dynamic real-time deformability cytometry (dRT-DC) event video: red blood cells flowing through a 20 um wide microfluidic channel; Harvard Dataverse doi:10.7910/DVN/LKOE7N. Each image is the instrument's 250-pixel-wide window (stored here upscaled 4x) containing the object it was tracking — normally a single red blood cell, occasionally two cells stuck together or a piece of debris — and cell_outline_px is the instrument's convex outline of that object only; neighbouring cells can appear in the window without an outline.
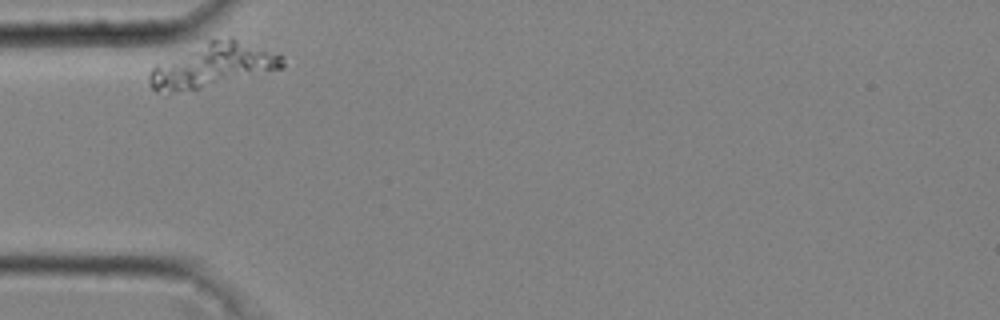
{"species": "common noctule bat (a hibernating species)", "species_latin": "Nyctalus noctula", "temperature_condition": "cold", "stored_images_in_passage": 28, "camera_frame_rate_fps": 3000, "um_per_image_px": 0.085, "animal": {"sex": "male", "body_mass_g": 20.4}, "frame": {"image": 1, "passage_image": 1, "time_ms": 0.0, "image_size_px": [1000, 320], "cell_outline_px": [[284, 64], [280, 68], [200, 88], [168, 92], [156, 92], [148, 84], [148, 76], [152, 68], [156, 64], [208, 40], [228, 36], [232, 36], [284, 56]], "centroid_in_image_um": [18.06, 5.52], "position_along_channel_um": 66.9, "area_um2": 33.52}}
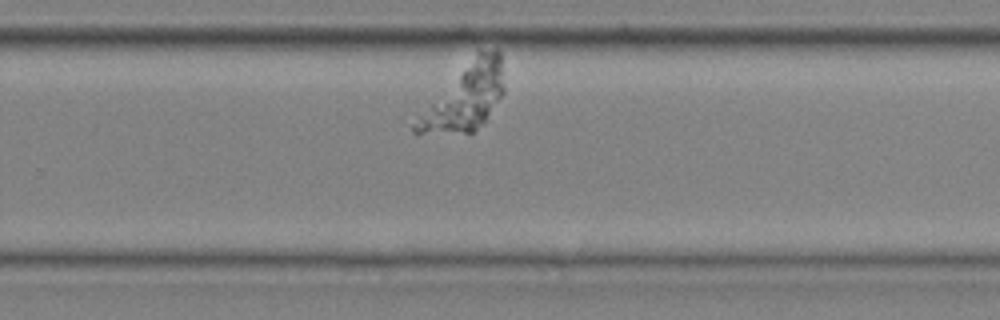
{"frame": {"image": 2, "passage_image": 21, "time_ms": 6.667, "image_size_px": [1000, 320], "cell_outline_px": [[504, 92], [484, 120], [472, 132], [416, 136], [412, 132], [412, 124], [480, 52], [496, 48], [500, 52], [504, 88]], "centroid_in_image_um": [39.53, 8.37], "position_along_channel_um": 290.3, "area_um2": 31.85}}
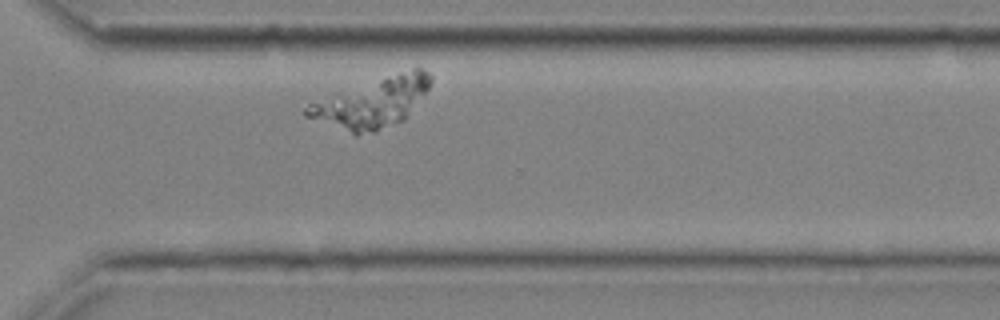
{"frame": {"image": 3, "passage_image": 25, "time_ms": 8.0, "image_size_px": [1000, 320], "cell_outline_px": [[432, 80], [428, 88], [404, 120], [376, 132], [356, 136], [304, 116], [304, 108], [308, 104], [388, 76], [412, 68], [420, 68], [428, 72], [432, 76]], "centroid_in_image_um": [31.64, 8.78], "position_along_channel_um": 339.0, "area_um2": 34.97}}